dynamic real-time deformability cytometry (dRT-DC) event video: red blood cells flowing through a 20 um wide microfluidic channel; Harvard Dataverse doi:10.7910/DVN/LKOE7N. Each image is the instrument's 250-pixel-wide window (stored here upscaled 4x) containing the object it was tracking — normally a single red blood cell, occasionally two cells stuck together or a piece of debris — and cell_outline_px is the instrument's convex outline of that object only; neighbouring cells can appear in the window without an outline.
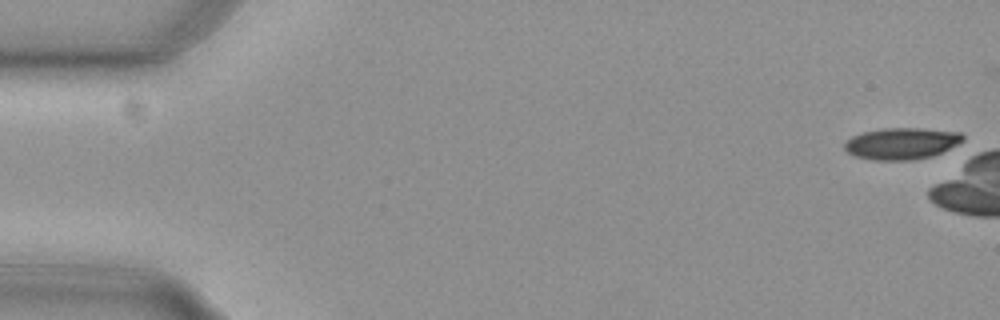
{"species": "common noctule bat (a hibernating species)", "species_latin": "Nyctalus noctula", "temperature_condition": "cold", "stored_images_in_passage": 6, "camera_frame_rate_fps": 3000, "um_per_image_px": 0.085, "animal": {"sex": "female", "body_mass_g": 29.2, "forearm_length_mm": 56.3}, "frame": {"image": 1, "passage_image": 1, "time_ms": 0.0, "image_size_px": [1000, 320], "cell_outline_px": [[964, 140], [932, 156], [912, 160], [872, 160], [856, 156], [848, 152], [844, 148], [844, 144], [852, 136], [864, 132], [884, 128], [920, 128], [960, 132], [964, 136]], "centroid_in_image_um": [76.62, 12.19], "position_along_channel_um": 8.4, "area_um2": 21.56}}